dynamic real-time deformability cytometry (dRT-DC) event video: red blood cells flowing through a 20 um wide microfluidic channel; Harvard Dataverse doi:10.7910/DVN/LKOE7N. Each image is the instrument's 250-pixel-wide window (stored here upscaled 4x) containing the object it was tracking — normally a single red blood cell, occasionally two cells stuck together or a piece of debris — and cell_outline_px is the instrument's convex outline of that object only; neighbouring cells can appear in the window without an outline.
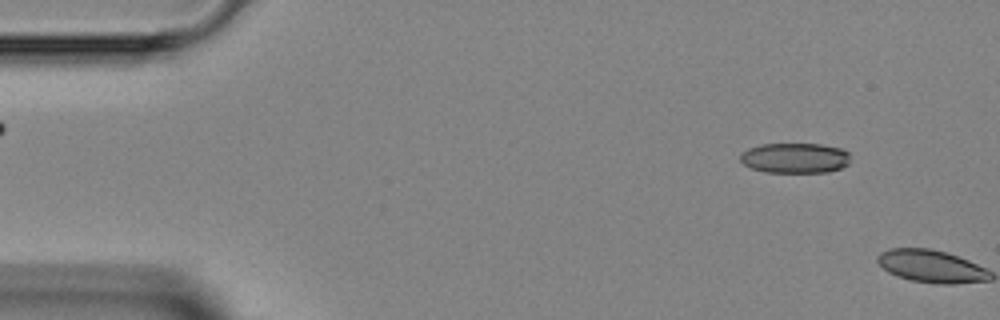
{"species": "Egyptian fruit bat (a non-hibernating species)", "species_latin": "Rousettus aegyptiacus", "temperature_condition": "room temperature", "stored_images_in_passage": 5, "camera_frame_rate_fps": 3000, "um_per_image_px": 0.085, "animal": {"sex": "female"}, "frame": {"image": 1, "passage_image": 4, "time_ms": 1.0, "image_size_px": [1000, 320], "cell_outline_px": [[848, 164], [840, 168], [828, 172], [768, 172], [752, 168], [744, 164], [740, 160], [740, 152], [748, 148], [760, 144], [820, 144], [840, 148], [848, 152]], "centroid_in_image_um": [67.54, 13.42], "position_along_channel_um": 17.5, "area_um2": 19.31}}